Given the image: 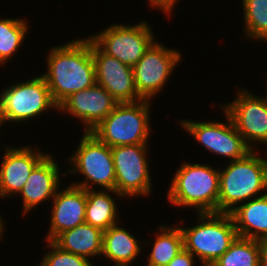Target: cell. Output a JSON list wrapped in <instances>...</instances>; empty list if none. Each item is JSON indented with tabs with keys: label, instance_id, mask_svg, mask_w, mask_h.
<instances>
[{
	"label": "cell",
	"instance_id": "22",
	"mask_svg": "<svg viewBox=\"0 0 267 266\" xmlns=\"http://www.w3.org/2000/svg\"><path fill=\"white\" fill-rule=\"evenodd\" d=\"M156 236L147 266H167V264L184 248V239L179 227H160Z\"/></svg>",
	"mask_w": 267,
	"mask_h": 266
},
{
	"label": "cell",
	"instance_id": "9",
	"mask_svg": "<svg viewBox=\"0 0 267 266\" xmlns=\"http://www.w3.org/2000/svg\"><path fill=\"white\" fill-rule=\"evenodd\" d=\"M115 167V191L124 196L149 195L151 178L146 160L147 144L111 148Z\"/></svg>",
	"mask_w": 267,
	"mask_h": 266
},
{
	"label": "cell",
	"instance_id": "24",
	"mask_svg": "<svg viewBox=\"0 0 267 266\" xmlns=\"http://www.w3.org/2000/svg\"><path fill=\"white\" fill-rule=\"evenodd\" d=\"M27 31L28 26L22 19H0V64L17 51Z\"/></svg>",
	"mask_w": 267,
	"mask_h": 266
},
{
	"label": "cell",
	"instance_id": "12",
	"mask_svg": "<svg viewBox=\"0 0 267 266\" xmlns=\"http://www.w3.org/2000/svg\"><path fill=\"white\" fill-rule=\"evenodd\" d=\"M222 107L252 150L251 141L267 144V96L257 97L243 90L235 101Z\"/></svg>",
	"mask_w": 267,
	"mask_h": 266
},
{
	"label": "cell",
	"instance_id": "6",
	"mask_svg": "<svg viewBox=\"0 0 267 266\" xmlns=\"http://www.w3.org/2000/svg\"><path fill=\"white\" fill-rule=\"evenodd\" d=\"M7 88L0 94L1 125L5 121L31 120L49 108L58 109L42 75Z\"/></svg>",
	"mask_w": 267,
	"mask_h": 266
},
{
	"label": "cell",
	"instance_id": "17",
	"mask_svg": "<svg viewBox=\"0 0 267 266\" xmlns=\"http://www.w3.org/2000/svg\"><path fill=\"white\" fill-rule=\"evenodd\" d=\"M59 167L48 154L31 172L19 194L23 196V211L28 213L39 203L54 198L59 185Z\"/></svg>",
	"mask_w": 267,
	"mask_h": 266
},
{
	"label": "cell",
	"instance_id": "31",
	"mask_svg": "<svg viewBox=\"0 0 267 266\" xmlns=\"http://www.w3.org/2000/svg\"><path fill=\"white\" fill-rule=\"evenodd\" d=\"M3 222H2V217L0 216V239H1V237H2V231H3Z\"/></svg>",
	"mask_w": 267,
	"mask_h": 266
},
{
	"label": "cell",
	"instance_id": "14",
	"mask_svg": "<svg viewBox=\"0 0 267 266\" xmlns=\"http://www.w3.org/2000/svg\"><path fill=\"white\" fill-rule=\"evenodd\" d=\"M119 102L102 86L95 83L92 87L71 94L59 106L85 124V132H91L105 119Z\"/></svg>",
	"mask_w": 267,
	"mask_h": 266
},
{
	"label": "cell",
	"instance_id": "11",
	"mask_svg": "<svg viewBox=\"0 0 267 266\" xmlns=\"http://www.w3.org/2000/svg\"><path fill=\"white\" fill-rule=\"evenodd\" d=\"M224 114L228 124L184 120L181 126L210 152L231 158L232 161L241 159L252 149L236 130L229 115L226 112Z\"/></svg>",
	"mask_w": 267,
	"mask_h": 266
},
{
	"label": "cell",
	"instance_id": "27",
	"mask_svg": "<svg viewBox=\"0 0 267 266\" xmlns=\"http://www.w3.org/2000/svg\"><path fill=\"white\" fill-rule=\"evenodd\" d=\"M194 257L196 256L183 248L167 266H193Z\"/></svg>",
	"mask_w": 267,
	"mask_h": 266
},
{
	"label": "cell",
	"instance_id": "21",
	"mask_svg": "<svg viewBox=\"0 0 267 266\" xmlns=\"http://www.w3.org/2000/svg\"><path fill=\"white\" fill-rule=\"evenodd\" d=\"M107 191L114 192L119 197L122 196L113 190L95 192L90 189L87 190V203L85 208V223L103 232L114 224H117V206L114 198Z\"/></svg>",
	"mask_w": 267,
	"mask_h": 266
},
{
	"label": "cell",
	"instance_id": "3",
	"mask_svg": "<svg viewBox=\"0 0 267 266\" xmlns=\"http://www.w3.org/2000/svg\"><path fill=\"white\" fill-rule=\"evenodd\" d=\"M219 171L202 164L183 163L168 192L173 205L196 207L197 213L218 212Z\"/></svg>",
	"mask_w": 267,
	"mask_h": 266
},
{
	"label": "cell",
	"instance_id": "19",
	"mask_svg": "<svg viewBox=\"0 0 267 266\" xmlns=\"http://www.w3.org/2000/svg\"><path fill=\"white\" fill-rule=\"evenodd\" d=\"M103 231L88 223L59 234L52 242L60 249L89 259L102 255Z\"/></svg>",
	"mask_w": 267,
	"mask_h": 266
},
{
	"label": "cell",
	"instance_id": "29",
	"mask_svg": "<svg viewBox=\"0 0 267 266\" xmlns=\"http://www.w3.org/2000/svg\"><path fill=\"white\" fill-rule=\"evenodd\" d=\"M176 2L177 0H161V10H163L162 12H167V14L168 12L170 13Z\"/></svg>",
	"mask_w": 267,
	"mask_h": 266
},
{
	"label": "cell",
	"instance_id": "23",
	"mask_svg": "<svg viewBox=\"0 0 267 266\" xmlns=\"http://www.w3.org/2000/svg\"><path fill=\"white\" fill-rule=\"evenodd\" d=\"M258 240L237 237L212 266H260Z\"/></svg>",
	"mask_w": 267,
	"mask_h": 266
},
{
	"label": "cell",
	"instance_id": "26",
	"mask_svg": "<svg viewBox=\"0 0 267 266\" xmlns=\"http://www.w3.org/2000/svg\"><path fill=\"white\" fill-rule=\"evenodd\" d=\"M48 246L51 251L45 255L38 266H93L89 259L64 251L52 241H48Z\"/></svg>",
	"mask_w": 267,
	"mask_h": 266
},
{
	"label": "cell",
	"instance_id": "15",
	"mask_svg": "<svg viewBox=\"0 0 267 266\" xmlns=\"http://www.w3.org/2000/svg\"><path fill=\"white\" fill-rule=\"evenodd\" d=\"M0 168V196L19 194L33 169L48 155L30 147L8 148Z\"/></svg>",
	"mask_w": 267,
	"mask_h": 266
},
{
	"label": "cell",
	"instance_id": "16",
	"mask_svg": "<svg viewBox=\"0 0 267 266\" xmlns=\"http://www.w3.org/2000/svg\"><path fill=\"white\" fill-rule=\"evenodd\" d=\"M52 200L53 210L47 241H53L64 231L85 222L87 190L70 185L61 192L57 190Z\"/></svg>",
	"mask_w": 267,
	"mask_h": 266
},
{
	"label": "cell",
	"instance_id": "2",
	"mask_svg": "<svg viewBox=\"0 0 267 266\" xmlns=\"http://www.w3.org/2000/svg\"><path fill=\"white\" fill-rule=\"evenodd\" d=\"M255 153L252 150L219 171V213L230 214L234 205L256 198L258 193L267 190V159Z\"/></svg>",
	"mask_w": 267,
	"mask_h": 266
},
{
	"label": "cell",
	"instance_id": "1",
	"mask_svg": "<svg viewBox=\"0 0 267 266\" xmlns=\"http://www.w3.org/2000/svg\"><path fill=\"white\" fill-rule=\"evenodd\" d=\"M45 78L53 101L59 106L75 92L96 83L91 39H77L51 49Z\"/></svg>",
	"mask_w": 267,
	"mask_h": 266
},
{
	"label": "cell",
	"instance_id": "13",
	"mask_svg": "<svg viewBox=\"0 0 267 266\" xmlns=\"http://www.w3.org/2000/svg\"><path fill=\"white\" fill-rule=\"evenodd\" d=\"M91 46L96 83L105 88L119 103L143 100L135 88L133 67L107 55L92 40Z\"/></svg>",
	"mask_w": 267,
	"mask_h": 266
},
{
	"label": "cell",
	"instance_id": "4",
	"mask_svg": "<svg viewBox=\"0 0 267 266\" xmlns=\"http://www.w3.org/2000/svg\"><path fill=\"white\" fill-rule=\"evenodd\" d=\"M199 222L182 228L184 248L200 258L202 266H212L238 237L234 220L227 213H199Z\"/></svg>",
	"mask_w": 267,
	"mask_h": 266
},
{
	"label": "cell",
	"instance_id": "5",
	"mask_svg": "<svg viewBox=\"0 0 267 266\" xmlns=\"http://www.w3.org/2000/svg\"><path fill=\"white\" fill-rule=\"evenodd\" d=\"M149 100L119 103L92 131L109 147L147 144L149 136Z\"/></svg>",
	"mask_w": 267,
	"mask_h": 266
},
{
	"label": "cell",
	"instance_id": "20",
	"mask_svg": "<svg viewBox=\"0 0 267 266\" xmlns=\"http://www.w3.org/2000/svg\"><path fill=\"white\" fill-rule=\"evenodd\" d=\"M138 242L127 230L114 224L103 232L102 256L114 261V266H129L140 253Z\"/></svg>",
	"mask_w": 267,
	"mask_h": 266
},
{
	"label": "cell",
	"instance_id": "18",
	"mask_svg": "<svg viewBox=\"0 0 267 266\" xmlns=\"http://www.w3.org/2000/svg\"><path fill=\"white\" fill-rule=\"evenodd\" d=\"M230 214L238 237L255 240L267 238V193L235 206Z\"/></svg>",
	"mask_w": 267,
	"mask_h": 266
},
{
	"label": "cell",
	"instance_id": "7",
	"mask_svg": "<svg viewBox=\"0 0 267 266\" xmlns=\"http://www.w3.org/2000/svg\"><path fill=\"white\" fill-rule=\"evenodd\" d=\"M69 160L75 166L69 172H79L86 179L84 182L74 183L73 186L90 190L92 184L89 183L92 182L104 190L115 191V167L111 147L101 142L93 133L84 131L79 147Z\"/></svg>",
	"mask_w": 267,
	"mask_h": 266
},
{
	"label": "cell",
	"instance_id": "25",
	"mask_svg": "<svg viewBox=\"0 0 267 266\" xmlns=\"http://www.w3.org/2000/svg\"><path fill=\"white\" fill-rule=\"evenodd\" d=\"M247 37L267 41V0H242Z\"/></svg>",
	"mask_w": 267,
	"mask_h": 266
},
{
	"label": "cell",
	"instance_id": "8",
	"mask_svg": "<svg viewBox=\"0 0 267 266\" xmlns=\"http://www.w3.org/2000/svg\"><path fill=\"white\" fill-rule=\"evenodd\" d=\"M146 22L137 25H111L106 30L89 37L104 53L134 67L155 41Z\"/></svg>",
	"mask_w": 267,
	"mask_h": 266
},
{
	"label": "cell",
	"instance_id": "28",
	"mask_svg": "<svg viewBox=\"0 0 267 266\" xmlns=\"http://www.w3.org/2000/svg\"><path fill=\"white\" fill-rule=\"evenodd\" d=\"M260 249V266H267V238L258 240Z\"/></svg>",
	"mask_w": 267,
	"mask_h": 266
},
{
	"label": "cell",
	"instance_id": "30",
	"mask_svg": "<svg viewBox=\"0 0 267 266\" xmlns=\"http://www.w3.org/2000/svg\"><path fill=\"white\" fill-rule=\"evenodd\" d=\"M150 4L153 5V7H158L161 9V0H149Z\"/></svg>",
	"mask_w": 267,
	"mask_h": 266
},
{
	"label": "cell",
	"instance_id": "10",
	"mask_svg": "<svg viewBox=\"0 0 267 266\" xmlns=\"http://www.w3.org/2000/svg\"><path fill=\"white\" fill-rule=\"evenodd\" d=\"M180 60V52L154 41L133 67L138 95L143 100H150L160 92Z\"/></svg>",
	"mask_w": 267,
	"mask_h": 266
}]
</instances>
